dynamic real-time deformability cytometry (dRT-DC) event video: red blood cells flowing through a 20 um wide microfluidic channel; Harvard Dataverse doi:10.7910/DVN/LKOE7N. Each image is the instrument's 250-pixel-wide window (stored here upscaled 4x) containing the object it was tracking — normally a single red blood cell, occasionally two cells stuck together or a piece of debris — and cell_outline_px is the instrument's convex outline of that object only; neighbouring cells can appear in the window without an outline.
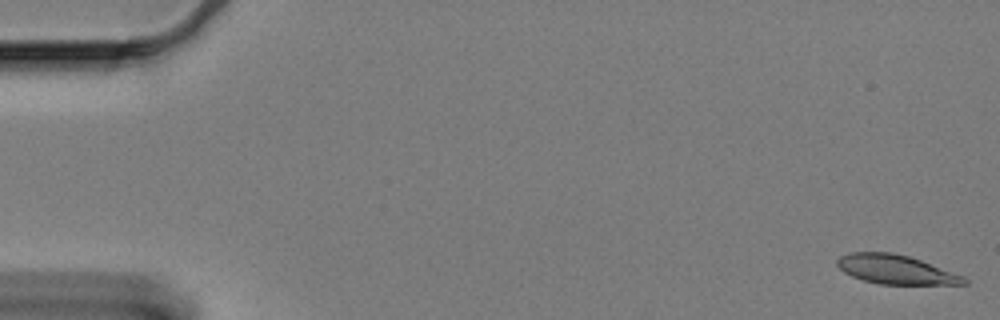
{"species": "Egyptian fruit bat (a non-hibernating species)", "species_latin": "Rousettus aegyptiacus", "temperature_condition": "cold", "stored_images_in_passage": 18, "camera_frame_rate_fps": 3000, "um_per_image_px": 0.085, "animal": {"sex": "female"}, "frame": {"image": 1, "passage_image": 1, "time_ms": 0.0, "image_size_px": [1000, 320], "cell_outline_px": [[968, 284], [880, 284], [864, 280], [852, 276], [844, 272], [836, 264], [836, 260], [840, 256], [848, 252], [892, 252], [908, 256], [920, 260], [964, 276], [968, 280]], "centroid_in_image_um": [76.12, 22.9], "position_along_channel_um": 8.9, "area_um2": 21.39}}
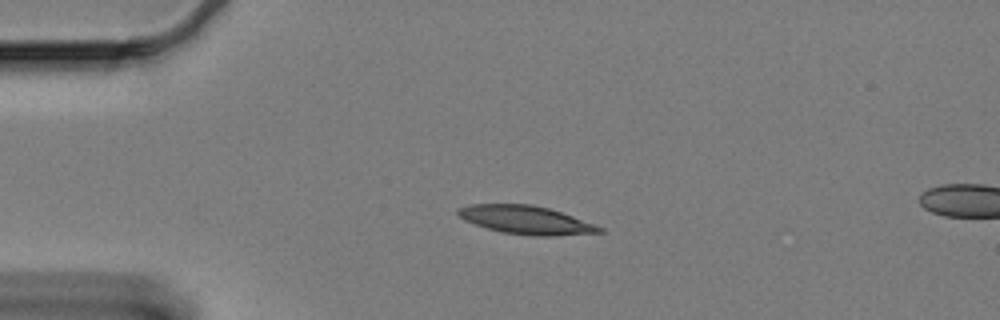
{"frame": {"image": 2, "passage_image": 14, "time_ms": 4.333, "image_size_px": [1000, 320], "cell_outline_px": [[604, 232], [556, 236], [532, 236], [500, 232], [464, 220], [456, 212], [456, 208], [468, 204], [532, 204], [548, 208], [572, 216], [604, 228]], "centroid_in_image_um": [44.69, 18.7], "position_along_channel_um": 40.3, "area_um2": 23.35}}